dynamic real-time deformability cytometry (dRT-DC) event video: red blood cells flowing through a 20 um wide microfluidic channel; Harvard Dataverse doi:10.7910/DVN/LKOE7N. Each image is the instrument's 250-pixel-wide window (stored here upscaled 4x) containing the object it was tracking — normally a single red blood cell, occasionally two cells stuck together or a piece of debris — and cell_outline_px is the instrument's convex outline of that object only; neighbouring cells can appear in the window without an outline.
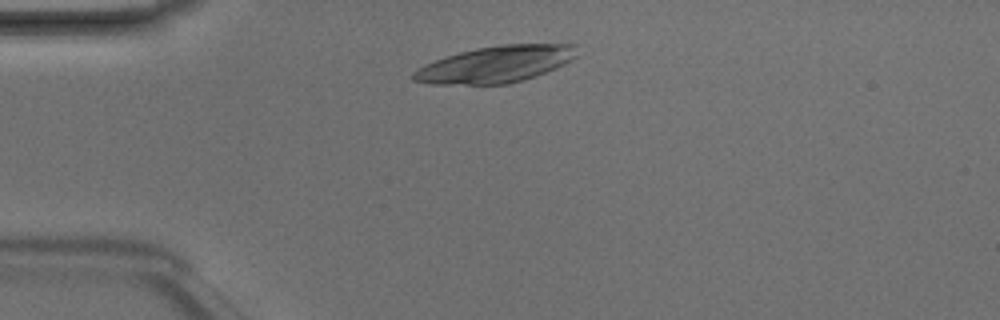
{"species": "Egyptian fruit bat (a non-hibernating species)", "species_latin": "Rousettus aegyptiacus", "temperature_condition": "room temperature", "stored_images_in_passage": 3, "camera_frame_rate_fps": 3000, "um_per_image_px": 0.085, "animal": {"sex": "male"}, "frame": {"image": 1, "passage_image": 1, "time_ms": 0.0, "image_size_px": [1000, 320], "cell_outline_px": [[580, 56], [556, 68], [536, 76], [524, 80], [508, 84], [428, 84], [412, 80], [412, 72], [416, 68], [424, 64], [460, 52], [476, 48], [500, 44], [580, 44]], "centroid_in_image_um": [42.2, 5.45], "position_along_channel_um": 42.8, "area_um2": 35.32}}